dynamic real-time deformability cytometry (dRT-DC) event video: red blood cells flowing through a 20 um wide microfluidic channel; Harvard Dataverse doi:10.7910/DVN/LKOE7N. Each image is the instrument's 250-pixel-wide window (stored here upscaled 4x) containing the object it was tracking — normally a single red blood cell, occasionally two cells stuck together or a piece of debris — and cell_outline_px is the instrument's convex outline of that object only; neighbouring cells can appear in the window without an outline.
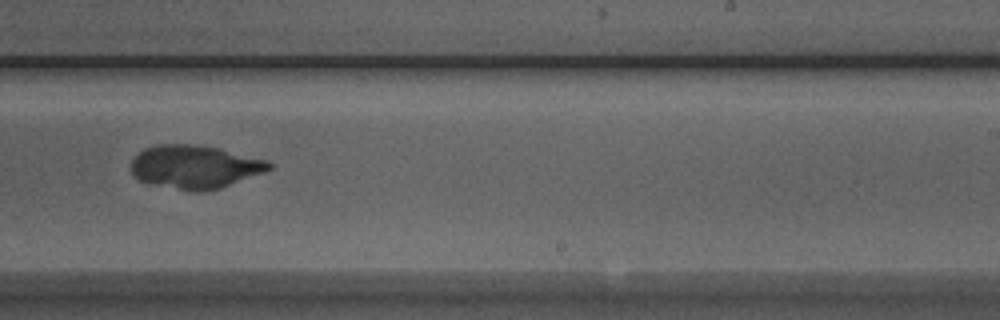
{"species": "Egyptian fruit bat (a non-hibernating species)", "species_latin": "Rousettus aegyptiacus", "temperature_condition": "room temperature", "stored_images_in_passage": 38, "camera_frame_rate_fps": 3000, "um_per_image_px": 0.085, "animal": {"sex": "male"}, "frame": {"image": 1, "passage_image": 24, "time_ms": 7.667, "image_size_px": [1000, 320], "cell_outline_px": [[272, 168], [264, 172], [220, 188], [204, 192], [188, 192], [148, 184], [140, 180], [132, 172], [132, 160], [144, 148], [156, 144], [196, 144], [220, 148], [268, 160], [272, 164]], "centroid_in_image_um": [16.56, 14.19], "position_along_channel_um": 272.4, "area_um2": 35.2}}
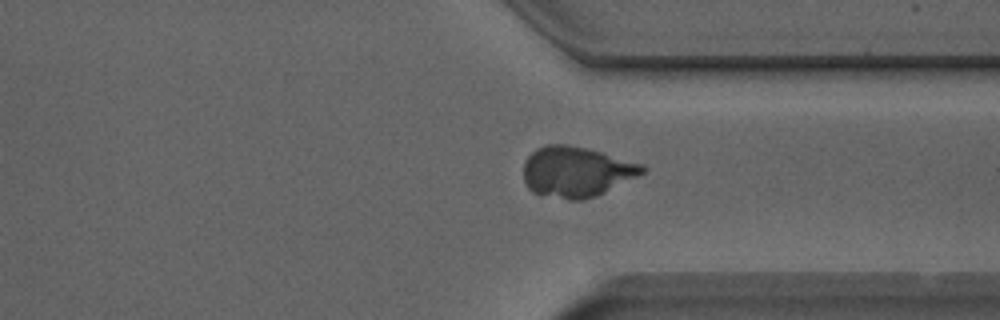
{"frame": {"image": 2, "passage_image": 31, "time_ms": 10.0, "image_size_px": [1000, 320], "cell_outline_px": [[648, 168], [644, 172], [596, 196], [580, 200], [568, 200], [540, 196], [532, 192], [528, 188], [524, 180], [524, 164], [528, 156], [536, 148], [544, 144], [568, 144], [600, 152], [644, 164]], "centroid_in_image_um": [48.95, 14.6], "position_along_channel_um": 362.5, "area_um2": 34.97}}
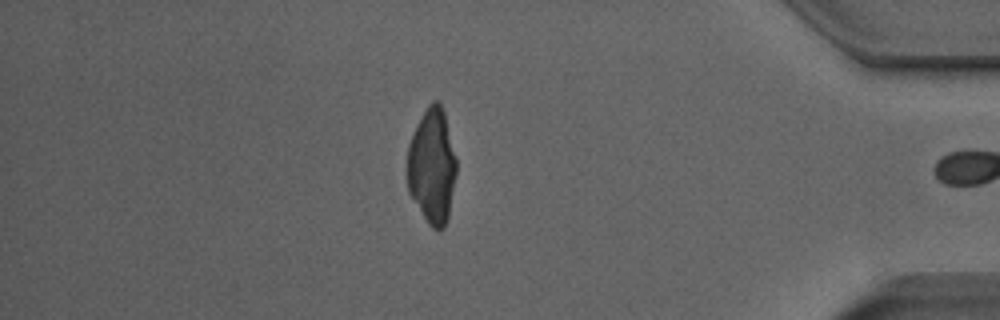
{"frame": {"image": 3, "passage_image": 37, "time_ms": 12.0, "image_size_px": [1000, 320], "cell_outline_px": [[456, 172], [448, 216], [444, 228], [432, 228], [428, 224], [408, 192], [408, 144], [416, 124], [428, 104], [432, 100], [440, 100], [444, 112], [456, 156]], "centroid_in_image_um": [36.72, 14.08], "position_along_channel_um": 398.5, "area_um2": 32.95}}